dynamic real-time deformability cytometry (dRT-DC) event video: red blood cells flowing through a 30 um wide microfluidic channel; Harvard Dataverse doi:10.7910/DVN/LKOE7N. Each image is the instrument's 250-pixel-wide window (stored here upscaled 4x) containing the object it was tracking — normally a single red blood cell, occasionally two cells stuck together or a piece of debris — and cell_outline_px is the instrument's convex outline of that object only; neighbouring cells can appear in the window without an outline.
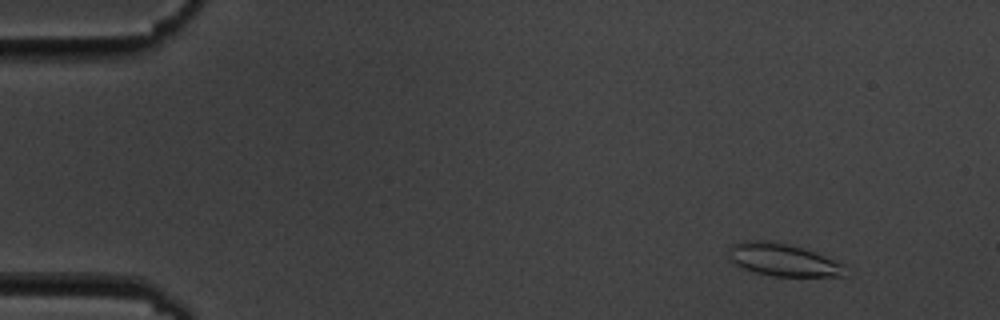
{"species": "common noctule bat (a hibernating species)", "species_latin": "Nyctalus noctula", "temperature_condition": "cold", "stored_images_in_passage": 5, "camera_frame_rate_fps": 3000, "um_per_image_px": 0.085, "animal": {"sex": "male", "body_mass_g": 19.5, "forearm_length_mm": 54.6}, "frame": {"image": 1, "passage_image": 2, "time_ms": 1.333, "image_size_px": [1000, 320], "cell_outline_px": [[848, 276], [772, 276], [756, 272], [744, 268], [736, 264], [728, 256], [728, 252], [732, 244], [748, 240], [764, 240], [788, 244], [824, 256], [844, 264]], "centroid_in_image_um": [66.56, 22.09], "position_along_channel_um": 18.4, "area_um2": 21.79}}
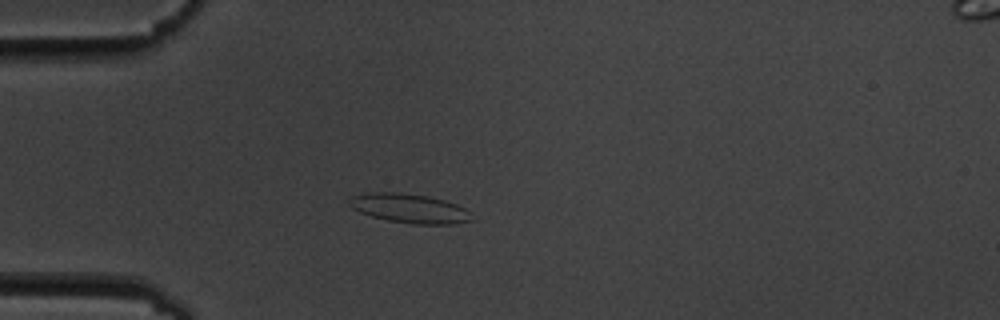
{"frame": {"image": 2, "passage_image": 5, "time_ms": 4.667, "image_size_px": [1000, 320], "cell_outline_px": [[476, 220], [456, 224], [412, 224], [388, 220], [372, 216], [360, 212], [352, 208], [348, 204], [348, 200], [352, 196], [372, 192], [396, 192], [428, 196], [444, 200], [456, 204], [472, 212]], "centroid_in_image_um": [34.87, 17.72], "position_along_channel_um": 50.1, "area_um2": 21.04}}